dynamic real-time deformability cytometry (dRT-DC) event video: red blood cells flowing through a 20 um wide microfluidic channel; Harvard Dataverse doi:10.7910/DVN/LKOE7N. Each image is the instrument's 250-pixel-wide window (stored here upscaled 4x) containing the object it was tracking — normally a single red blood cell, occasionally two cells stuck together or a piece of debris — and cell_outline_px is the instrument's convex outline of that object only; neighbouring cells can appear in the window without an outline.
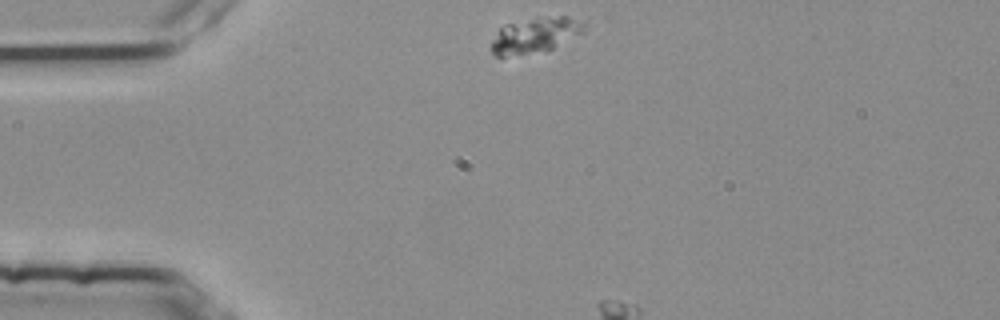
{"species": "common noctule bat (a hibernating species)", "species_latin": "Nyctalus noctula", "temperature_condition": "room temperature", "stored_images_in_passage": 3, "camera_frame_rate_fps": 3000, "um_per_image_px": 0.085, "animal": {"sex": "female", "body_mass_g": 25.1}, "frame": {"image": 1, "passage_image": 1, "time_ms": 0.0, "image_size_px": [1000, 320], "cell_outline_px": [[588, 28], [584, 32], [552, 48], [504, 56], [496, 56], [492, 52], [492, 40], [500, 28], [504, 24], [536, 16], [568, 16], [588, 24]], "centroid_in_image_um": [45.53, 2.92], "position_along_channel_um": 39.5, "area_um2": 19.02}}